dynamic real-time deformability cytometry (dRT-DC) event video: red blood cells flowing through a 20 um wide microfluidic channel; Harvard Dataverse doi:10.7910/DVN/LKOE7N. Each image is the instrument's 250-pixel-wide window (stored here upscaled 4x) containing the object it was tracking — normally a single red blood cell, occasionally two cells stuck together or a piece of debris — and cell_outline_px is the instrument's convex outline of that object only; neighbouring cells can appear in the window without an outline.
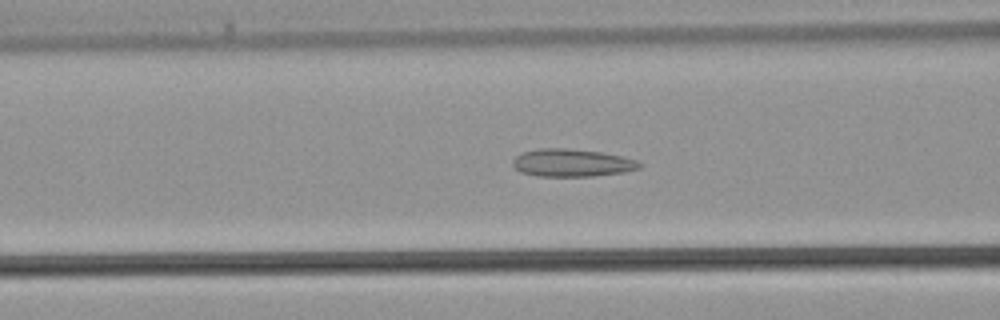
{"species": "common noctule bat (a hibernating species)", "species_latin": "Nyctalus noctula", "temperature_condition": "warm", "stored_images_in_passage": 42, "camera_frame_rate_fps": 3000, "um_per_image_px": 0.085, "animal": {"sex": "male", "body_mass_g": 21.5, "forearm_length_mm": 52.0}, "frame": {"image": 1, "passage_image": 16, "time_ms": 5.0, "image_size_px": [1000, 320], "cell_outline_px": [[644, 164], [640, 168], [624, 172], [592, 176], [536, 176], [520, 172], [512, 164], [512, 160], [520, 152], [536, 148], [568, 148], [600, 152], [620, 156], [636, 160]], "centroid_in_image_um": [48.58, 13.83], "position_along_channel_um": 118.0, "area_um2": 20.58}}
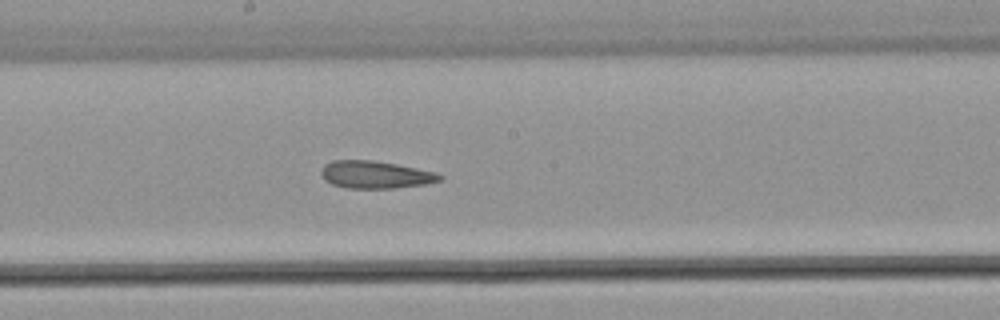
{"frame": {"image": 2, "passage_image": 22, "time_ms": 7.0, "image_size_px": [1000, 320], "cell_outline_px": [[444, 180], [428, 184], [396, 188], [348, 188], [332, 184], [324, 180], [320, 172], [324, 164], [332, 160], [372, 160], [396, 164], [436, 172], [444, 176]], "centroid_in_image_um": [31.94, 14.85], "position_along_channel_um": 216.3, "area_um2": 19.19}}
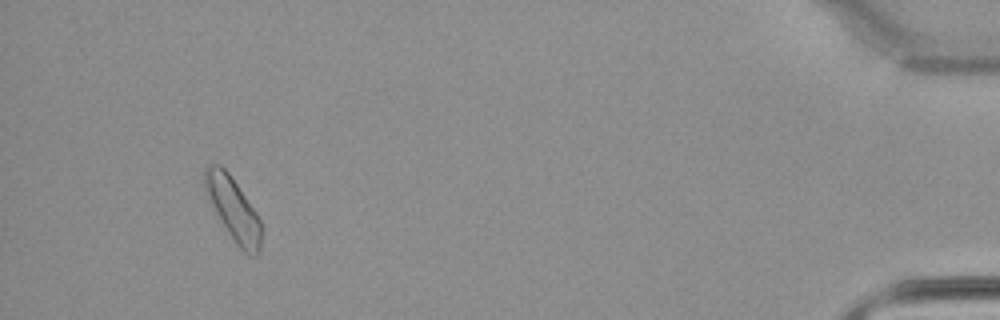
{"frame": {"image": 3, "passage_image": 39, "time_ms": 12.667, "image_size_px": [1000, 320], "cell_outline_px": [[264, 228], [260, 252], [256, 256], [248, 256], [236, 244], [228, 232], [204, 192], [204, 168], [208, 164], [220, 164], [228, 172], [256, 212]], "centroid_in_image_um": [19.85, 17.8], "position_along_channel_um": 415.3, "area_um2": 20.98}}